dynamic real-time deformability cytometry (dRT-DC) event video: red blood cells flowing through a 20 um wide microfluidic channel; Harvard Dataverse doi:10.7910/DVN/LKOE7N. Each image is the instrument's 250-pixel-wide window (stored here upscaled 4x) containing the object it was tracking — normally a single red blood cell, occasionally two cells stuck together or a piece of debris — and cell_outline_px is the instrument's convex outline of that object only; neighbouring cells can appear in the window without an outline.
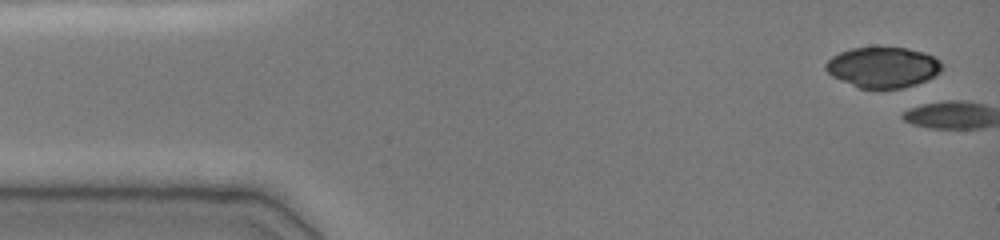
{"species": "common noctule bat (a hibernating species)", "species_latin": "Nyctalus noctula", "temperature_condition": "cold", "stored_images_in_passage": 3, "camera_frame_rate_fps": 3000, "um_per_image_px": 0.085, "animal": {"sex": "female", "body_mass_g": 19.0, "forearm_length_mm": 51.5}, "frame": {"image": 1, "passage_image": 1, "time_ms": 0.0, "image_size_px": [1000, 240], "cell_outline_px": [[944, 68], [936, 76], [928, 80], [904, 88], [860, 88], [840, 80], [832, 76], [824, 68], [824, 64], [832, 56], [840, 52], [852, 48], [908, 48], [924, 52], [940, 60], [944, 64]], "centroid_in_image_um": [75.09, 5.72], "position_along_channel_um": 9.9, "area_um2": 27.63}}